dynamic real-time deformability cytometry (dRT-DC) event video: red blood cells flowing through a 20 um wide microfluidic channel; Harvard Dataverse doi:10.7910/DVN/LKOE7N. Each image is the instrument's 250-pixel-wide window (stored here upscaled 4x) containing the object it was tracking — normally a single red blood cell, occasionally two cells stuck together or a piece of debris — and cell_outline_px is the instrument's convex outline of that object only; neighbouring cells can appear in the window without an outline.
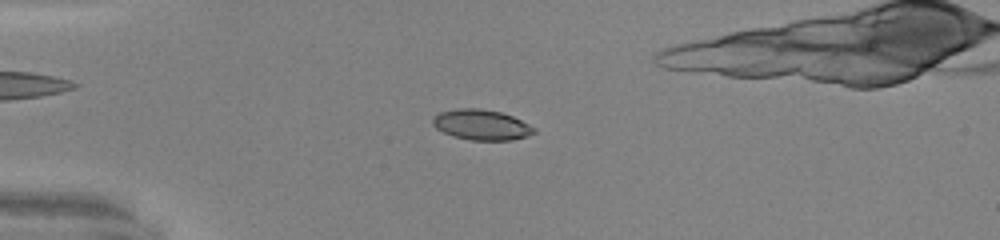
{"species": "common noctule bat (a hibernating species)", "species_latin": "Nyctalus noctula", "temperature_condition": "warm", "stored_images_in_passage": 33, "camera_frame_rate_fps": 3000, "um_per_image_px": 0.085, "animal": {"sex": "male", "body_mass_g": 20.0, "forearm_length_mm": 53.3}, "frame": {"image": 1, "passage_image": 1, "time_ms": 0.0, "image_size_px": [1000, 240], "cell_outline_px": [[536, 132], [512, 140], [472, 140], [452, 136], [436, 128], [432, 124], [432, 116], [440, 112], [456, 108], [480, 108], [500, 112], [512, 116], [536, 128]], "centroid_in_image_um": [40.88, 10.6], "position_along_channel_um": 44.1, "area_um2": 17.92}}
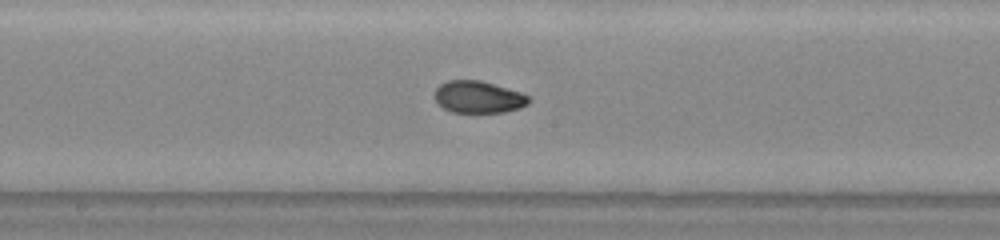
{"frame": {"image": 2, "passage_image": 15, "time_ms": 4.667, "image_size_px": [1000, 240], "cell_outline_px": [[532, 100], [528, 104], [520, 108], [504, 112], [452, 112], [444, 108], [432, 96], [436, 88], [440, 84], [448, 80], [480, 80], [520, 92], [532, 96]], "centroid_in_image_um": [40.68, 8.24], "position_along_channel_um": 207.5, "area_um2": 17.69}}
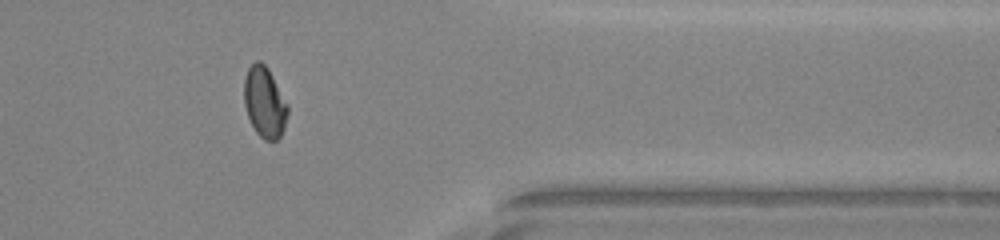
{"frame": {"image": 3, "passage_image": 29, "time_ms": 9.333, "image_size_px": [1000, 240], "cell_outline_px": [[288, 112], [284, 128], [280, 136], [276, 140], [264, 140], [256, 132], [248, 116], [244, 104], [244, 76], [248, 68], [256, 60], [260, 60], [268, 68], [288, 104]], "centroid_in_image_um": [22.48, 8.67], "position_along_channel_um": 388.9, "area_um2": 17.98}, "authors_computed_cell_mechanics": {"area_um2": 17.918, "velocity_mm_per_s": 4.1689, "shape_relaxation_time_tau1_ms": 10.5356, "shape_relaxation_time_tau2_ms": 0.9711, "deformation_change_tau1": 0.3002, "deformation_change_tau2": 0.0384}}